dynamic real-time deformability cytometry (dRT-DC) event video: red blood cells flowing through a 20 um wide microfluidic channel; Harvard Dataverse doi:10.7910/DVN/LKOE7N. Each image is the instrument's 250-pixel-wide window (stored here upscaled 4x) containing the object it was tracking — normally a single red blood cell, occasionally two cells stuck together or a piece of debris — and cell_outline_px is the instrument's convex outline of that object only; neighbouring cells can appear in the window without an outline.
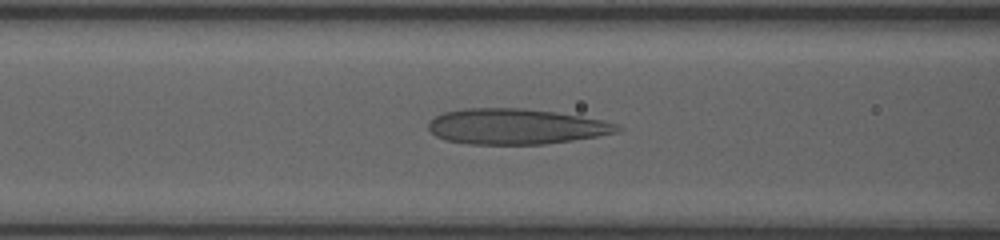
{"species": "human", "species_latin": "Homo sapiens", "temperature_condition": "room temperature", "stored_images_in_passage": 67, "camera_frame_rate_fps": 3000, "um_per_image_px": 0.085, "donor": {"sex": "female"}, "frame": {"image": 1, "passage_image": 23, "time_ms": 7.333, "image_size_px": [1000, 240], "cell_outline_px": [[624, 128], [616, 132], [596, 136], [572, 140], [544, 144], [468, 144], [444, 140], [436, 136], [428, 128], [428, 124], [436, 116], [444, 112], [464, 108], [520, 108], [556, 112], [604, 120], [616, 124]], "centroid_in_image_um": [43.84, 10.75], "position_along_channel_um": 122.8, "area_um2": 39.02}}
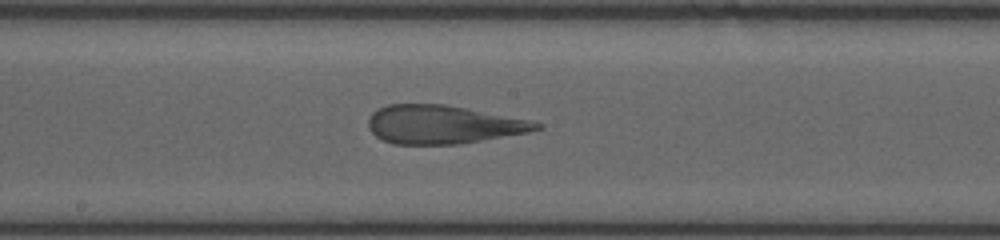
{"frame": {"image": 2, "passage_image": 34, "time_ms": 9.667, "image_size_px": [1000, 240], "cell_outline_px": [[544, 128], [528, 132], [456, 144], [392, 144], [376, 136], [368, 128], [368, 116], [372, 112], [388, 104], [444, 104], [528, 120], [544, 124]], "centroid_in_image_um": [37.61, 10.58], "position_along_channel_um": 210.6, "area_um2": 37.28}}
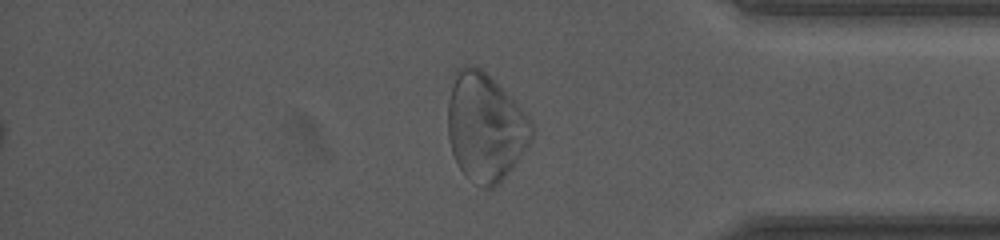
{"frame": {"image": 3, "passage_image": 57, "time_ms": 15.0, "image_size_px": [1000, 240], "cell_outline_px": [[532, 140], [512, 168], [492, 188], [484, 188], [464, 176], [452, 152], [448, 140], [448, 100], [452, 84], [456, 72], [464, 64], [472, 64], [480, 68], [528, 116], [532, 124]], "centroid_in_image_um": [41.22, 10.83], "position_along_channel_um": 394.0, "area_um2": 51.85}, "authors_computed_cell_mechanics": {"area_um2": 44.9684, "velocity_mm_per_s": 3.7453, "shape_relaxation_time_tau1_ms": null, "shape_relaxation_time_tau2_ms": 0.8999, "deformation_change_tau1": null, "deformation_change_tau2": 0.0894}}